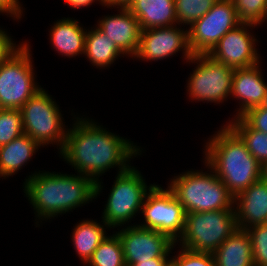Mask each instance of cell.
Here are the masks:
<instances>
[{"instance_id":"cell-1","label":"cell","mask_w":267,"mask_h":266,"mask_svg":"<svg viewBox=\"0 0 267 266\" xmlns=\"http://www.w3.org/2000/svg\"><path fill=\"white\" fill-rule=\"evenodd\" d=\"M83 118L74 117L59 153L78 174L95 182V197H98L103 187L100 175L114 167L119 168L118 173L126 171L131 167L130 159L141 155L142 151L132 141L107 131L93 119Z\"/></svg>"},{"instance_id":"cell-2","label":"cell","mask_w":267,"mask_h":266,"mask_svg":"<svg viewBox=\"0 0 267 266\" xmlns=\"http://www.w3.org/2000/svg\"><path fill=\"white\" fill-rule=\"evenodd\" d=\"M27 178L23 190L38 218L37 226L40 219H52L96 199L95 182L85 175L39 171Z\"/></svg>"},{"instance_id":"cell-3","label":"cell","mask_w":267,"mask_h":266,"mask_svg":"<svg viewBox=\"0 0 267 266\" xmlns=\"http://www.w3.org/2000/svg\"><path fill=\"white\" fill-rule=\"evenodd\" d=\"M216 132L206 142L204 161L235 197L267 172L227 124Z\"/></svg>"},{"instance_id":"cell-4","label":"cell","mask_w":267,"mask_h":266,"mask_svg":"<svg viewBox=\"0 0 267 266\" xmlns=\"http://www.w3.org/2000/svg\"><path fill=\"white\" fill-rule=\"evenodd\" d=\"M204 165L209 173L193 169L183 172L171 179L168 189L185 213L235 210L234 196L205 162Z\"/></svg>"},{"instance_id":"cell-5","label":"cell","mask_w":267,"mask_h":266,"mask_svg":"<svg viewBox=\"0 0 267 266\" xmlns=\"http://www.w3.org/2000/svg\"><path fill=\"white\" fill-rule=\"evenodd\" d=\"M238 229L235 210L185 214L183 234L175 243L194 252L213 253Z\"/></svg>"},{"instance_id":"cell-6","label":"cell","mask_w":267,"mask_h":266,"mask_svg":"<svg viewBox=\"0 0 267 266\" xmlns=\"http://www.w3.org/2000/svg\"><path fill=\"white\" fill-rule=\"evenodd\" d=\"M48 92L41 88L19 110L22 114L23 133L40 146L56 144L59 151L65 142V128L60 107Z\"/></svg>"},{"instance_id":"cell-7","label":"cell","mask_w":267,"mask_h":266,"mask_svg":"<svg viewBox=\"0 0 267 266\" xmlns=\"http://www.w3.org/2000/svg\"><path fill=\"white\" fill-rule=\"evenodd\" d=\"M102 215V221L109 228L128 224L136 213L141 211L146 194L155 185L147 186L140 171L131 166L126 171L117 173Z\"/></svg>"},{"instance_id":"cell-8","label":"cell","mask_w":267,"mask_h":266,"mask_svg":"<svg viewBox=\"0 0 267 266\" xmlns=\"http://www.w3.org/2000/svg\"><path fill=\"white\" fill-rule=\"evenodd\" d=\"M31 49L23 46L0 65V109H20L42 87L35 81Z\"/></svg>"},{"instance_id":"cell-9","label":"cell","mask_w":267,"mask_h":266,"mask_svg":"<svg viewBox=\"0 0 267 266\" xmlns=\"http://www.w3.org/2000/svg\"><path fill=\"white\" fill-rule=\"evenodd\" d=\"M188 62L197 65L186 86L191 100L220 104L228 99L231 95L234 69L207 54L193 55Z\"/></svg>"},{"instance_id":"cell-10","label":"cell","mask_w":267,"mask_h":266,"mask_svg":"<svg viewBox=\"0 0 267 266\" xmlns=\"http://www.w3.org/2000/svg\"><path fill=\"white\" fill-rule=\"evenodd\" d=\"M140 213L145 221L137 224L140 227L165 234L175 243L183 234L186 213L168 188L155 184L146 194Z\"/></svg>"},{"instance_id":"cell-11","label":"cell","mask_w":267,"mask_h":266,"mask_svg":"<svg viewBox=\"0 0 267 266\" xmlns=\"http://www.w3.org/2000/svg\"><path fill=\"white\" fill-rule=\"evenodd\" d=\"M240 23L232 0H218L208 13L188 28L191 52L193 55L208 54L227 32Z\"/></svg>"},{"instance_id":"cell-12","label":"cell","mask_w":267,"mask_h":266,"mask_svg":"<svg viewBox=\"0 0 267 266\" xmlns=\"http://www.w3.org/2000/svg\"><path fill=\"white\" fill-rule=\"evenodd\" d=\"M115 233L121 241L126 266L152 258H171V250L176 246L167 235L138 225H129Z\"/></svg>"},{"instance_id":"cell-13","label":"cell","mask_w":267,"mask_h":266,"mask_svg":"<svg viewBox=\"0 0 267 266\" xmlns=\"http://www.w3.org/2000/svg\"><path fill=\"white\" fill-rule=\"evenodd\" d=\"M257 25L240 23L227 32L207 54L232 69L251 67L260 63L256 36L249 31Z\"/></svg>"},{"instance_id":"cell-14","label":"cell","mask_w":267,"mask_h":266,"mask_svg":"<svg viewBox=\"0 0 267 266\" xmlns=\"http://www.w3.org/2000/svg\"><path fill=\"white\" fill-rule=\"evenodd\" d=\"M183 52L188 62L193 56L188 43V29L177 25L141 30L139 48L133 58L145 61H158Z\"/></svg>"},{"instance_id":"cell-15","label":"cell","mask_w":267,"mask_h":266,"mask_svg":"<svg viewBox=\"0 0 267 266\" xmlns=\"http://www.w3.org/2000/svg\"><path fill=\"white\" fill-rule=\"evenodd\" d=\"M115 15L97 21V27L128 57H134L139 48L141 27L128 8H118Z\"/></svg>"},{"instance_id":"cell-16","label":"cell","mask_w":267,"mask_h":266,"mask_svg":"<svg viewBox=\"0 0 267 266\" xmlns=\"http://www.w3.org/2000/svg\"><path fill=\"white\" fill-rule=\"evenodd\" d=\"M236 223L239 229L267 222V174L234 197Z\"/></svg>"},{"instance_id":"cell-17","label":"cell","mask_w":267,"mask_h":266,"mask_svg":"<svg viewBox=\"0 0 267 266\" xmlns=\"http://www.w3.org/2000/svg\"><path fill=\"white\" fill-rule=\"evenodd\" d=\"M260 64L234 69L231 96L240 101L234 118L241 117L248 110L260 106L266 94L267 83L264 81Z\"/></svg>"},{"instance_id":"cell-18","label":"cell","mask_w":267,"mask_h":266,"mask_svg":"<svg viewBox=\"0 0 267 266\" xmlns=\"http://www.w3.org/2000/svg\"><path fill=\"white\" fill-rule=\"evenodd\" d=\"M128 9L142 30L177 25L174 0H134Z\"/></svg>"},{"instance_id":"cell-19","label":"cell","mask_w":267,"mask_h":266,"mask_svg":"<svg viewBox=\"0 0 267 266\" xmlns=\"http://www.w3.org/2000/svg\"><path fill=\"white\" fill-rule=\"evenodd\" d=\"M49 32L50 42L57 53L69 58L84 54L87 30L78 20L69 17L57 20Z\"/></svg>"},{"instance_id":"cell-20","label":"cell","mask_w":267,"mask_h":266,"mask_svg":"<svg viewBox=\"0 0 267 266\" xmlns=\"http://www.w3.org/2000/svg\"><path fill=\"white\" fill-rule=\"evenodd\" d=\"M212 254L215 266H254L251 240L243 229L238 228Z\"/></svg>"},{"instance_id":"cell-21","label":"cell","mask_w":267,"mask_h":266,"mask_svg":"<svg viewBox=\"0 0 267 266\" xmlns=\"http://www.w3.org/2000/svg\"><path fill=\"white\" fill-rule=\"evenodd\" d=\"M41 146L27 134L0 146V178L17 173L34 156Z\"/></svg>"},{"instance_id":"cell-22","label":"cell","mask_w":267,"mask_h":266,"mask_svg":"<svg viewBox=\"0 0 267 266\" xmlns=\"http://www.w3.org/2000/svg\"><path fill=\"white\" fill-rule=\"evenodd\" d=\"M93 66L105 68L113 64L115 59L125 55L117 45L97 26L87 31L84 54Z\"/></svg>"},{"instance_id":"cell-23","label":"cell","mask_w":267,"mask_h":266,"mask_svg":"<svg viewBox=\"0 0 267 266\" xmlns=\"http://www.w3.org/2000/svg\"><path fill=\"white\" fill-rule=\"evenodd\" d=\"M102 224L99 222L97 223L95 220L83 219V221H79L73 229L71 240L73 242L74 249L83 264H87L95 249L104 240V238L108 236L105 229H109V226L105 222Z\"/></svg>"},{"instance_id":"cell-24","label":"cell","mask_w":267,"mask_h":266,"mask_svg":"<svg viewBox=\"0 0 267 266\" xmlns=\"http://www.w3.org/2000/svg\"><path fill=\"white\" fill-rule=\"evenodd\" d=\"M227 125L242 139L250 154L267 170V134L251 128L241 117Z\"/></svg>"},{"instance_id":"cell-25","label":"cell","mask_w":267,"mask_h":266,"mask_svg":"<svg viewBox=\"0 0 267 266\" xmlns=\"http://www.w3.org/2000/svg\"><path fill=\"white\" fill-rule=\"evenodd\" d=\"M89 266H126L121 241L116 233L99 244L87 262Z\"/></svg>"},{"instance_id":"cell-26","label":"cell","mask_w":267,"mask_h":266,"mask_svg":"<svg viewBox=\"0 0 267 266\" xmlns=\"http://www.w3.org/2000/svg\"><path fill=\"white\" fill-rule=\"evenodd\" d=\"M218 0H174L177 24L189 27L202 18Z\"/></svg>"},{"instance_id":"cell-27","label":"cell","mask_w":267,"mask_h":266,"mask_svg":"<svg viewBox=\"0 0 267 266\" xmlns=\"http://www.w3.org/2000/svg\"><path fill=\"white\" fill-rule=\"evenodd\" d=\"M241 23L260 25L267 20V0H232Z\"/></svg>"},{"instance_id":"cell-28","label":"cell","mask_w":267,"mask_h":266,"mask_svg":"<svg viewBox=\"0 0 267 266\" xmlns=\"http://www.w3.org/2000/svg\"><path fill=\"white\" fill-rule=\"evenodd\" d=\"M23 134L22 114L19 109H0V146Z\"/></svg>"},{"instance_id":"cell-29","label":"cell","mask_w":267,"mask_h":266,"mask_svg":"<svg viewBox=\"0 0 267 266\" xmlns=\"http://www.w3.org/2000/svg\"><path fill=\"white\" fill-rule=\"evenodd\" d=\"M252 246L254 266H267V224L246 229Z\"/></svg>"},{"instance_id":"cell-30","label":"cell","mask_w":267,"mask_h":266,"mask_svg":"<svg viewBox=\"0 0 267 266\" xmlns=\"http://www.w3.org/2000/svg\"><path fill=\"white\" fill-rule=\"evenodd\" d=\"M175 266H215L212 253L194 252L180 247L178 255L171 258Z\"/></svg>"},{"instance_id":"cell-31","label":"cell","mask_w":267,"mask_h":266,"mask_svg":"<svg viewBox=\"0 0 267 266\" xmlns=\"http://www.w3.org/2000/svg\"><path fill=\"white\" fill-rule=\"evenodd\" d=\"M241 118L253 129L267 134V109L254 107L244 113Z\"/></svg>"},{"instance_id":"cell-32","label":"cell","mask_w":267,"mask_h":266,"mask_svg":"<svg viewBox=\"0 0 267 266\" xmlns=\"http://www.w3.org/2000/svg\"><path fill=\"white\" fill-rule=\"evenodd\" d=\"M24 43L16 45L11 36L0 28V65L15 54Z\"/></svg>"},{"instance_id":"cell-33","label":"cell","mask_w":267,"mask_h":266,"mask_svg":"<svg viewBox=\"0 0 267 266\" xmlns=\"http://www.w3.org/2000/svg\"><path fill=\"white\" fill-rule=\"evenodd\" d=\"M21 3L19 0H0V13L11 16L14 20L20 19L23 15Z\"/></svg>"},{"instance_id":"cell-34","label":"cell","mask_w":267,"mask_h":266,"mask_svg":"<svg viewBox=\"0 0 267 266\" xmlns=\"http://www.w3.org/2000/svg\"><path fill=\"white\" fill-rule=\"evenodd\" d=\"M104 7L113 8H129L134 0H101Z\"/></svg>"},{"instance_id":"cell-35","label":"cell","mask_w":267,"mask_h":266,"mask_svg":"<svg viewBox=\"0 0 267 266\" xmlns=\"http://www.w3.org/2000/svg\"><path fill=\"white\" fill-rule=\"evenodd\" d=\"M170 261V258H152L145 262L135 263L132 266H167Z\"/></svg>"},{"instance_id":"cell-36","label":"cell","mask_w":267,"mask_h":266,"mask_svg":"<svg viewBox=\"0 0 267 266\" xmlns=\"http://www.w3.org/2000/svg\"><path fill=\"white\" fill-rule=\"evenodd\" d=\"M67 5L73 9H80L81 7H88L95 1H99L102 4L101 0H64Z\"/></svg>"},{"instance_id":"cell-37","label":"cell","mask_w":267,"mask_h":266,"mask_svg":"<svg viewBox=\"0 0 267 266\" xmlns=\"http://www.w3.org/2000/svg\"><path fill=\"white\" fill-rule=\"evenodd\" d=\"M260 107L266 108L267 109V90H266V94L263 98L262 103L260 104Z\"/></svg>"},{"instance_id":"cell-38","label":"cell","mask_w":267,"mask_h":266,"mask_svg":"<svg viewBox=\"0 0 267 266\" xmlns=\"http://www.w3.org/2000/svg\"><path fill=\"white\" fill-rule=\"evenodd\" d=\"M167 266H175V265L170 261Z\"/></svg>"}]
</instances>
